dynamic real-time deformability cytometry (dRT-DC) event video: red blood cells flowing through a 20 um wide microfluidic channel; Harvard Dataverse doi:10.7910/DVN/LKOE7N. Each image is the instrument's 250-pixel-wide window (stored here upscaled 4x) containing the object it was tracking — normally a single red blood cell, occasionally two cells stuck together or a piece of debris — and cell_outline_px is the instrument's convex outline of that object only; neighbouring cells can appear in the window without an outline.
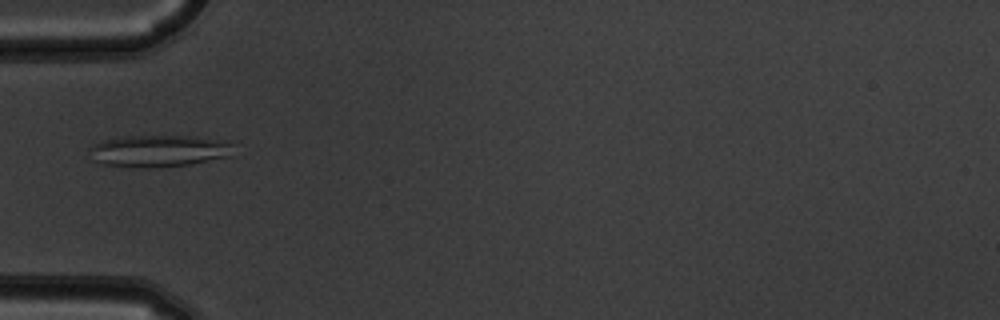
{"species": "common noctule bat (a hibernating species)", "species_latin": "Nyctalus noctula", "temperature_condition": "warm", "stored_images_in_passage": 1, "camera_frame_rate_fps": 3000, "um_per_image_px": 0.085, "animal": {"sex": "male", "body_mass_g": 19.5, "forearm_length_mm": 54.6}, "frame": {"image": 1, "passage_image": 1, "time_ms": 0.0, "image_size_px": [1000, 320], "cell_outline_px": [[236, 156], [192, 164], [156, 168], [144, 168], [104, 164], [96, 160], [92, 148], [96, 144], [108, 140], [128, 136], [196, 136], [236, 144]], "centroid_in_image_um": [13.72, 12.84], "position_along_channel_um": 71.3, "area_um2": 26.65}}